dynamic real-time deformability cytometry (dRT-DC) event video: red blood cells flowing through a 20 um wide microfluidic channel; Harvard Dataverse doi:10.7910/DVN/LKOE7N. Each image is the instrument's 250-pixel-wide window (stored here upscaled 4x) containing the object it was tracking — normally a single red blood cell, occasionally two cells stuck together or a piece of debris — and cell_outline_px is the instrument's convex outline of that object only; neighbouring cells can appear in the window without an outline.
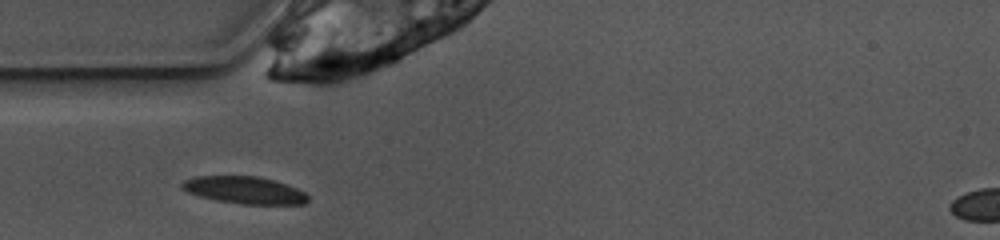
{"species": "common noctule bat (a hibernating species)", "species_latin": "Nyctalus noctula", "temperature_condition": "warm", "stored_images_in_passage": 25, "camera_frame_rate_fps": 3000, "um_per_image_px": 0.085, "animal": {"sex": "female", "body_mass_g": 10.0, "forearm_length_mm": 53.1}, "frame": {"image": 1, "passage_image": 1, "time_ms": 0.0, "image_size_px": [1000, 240], "cell_outline_px": [[308, 200], [304, 204], [244, 204], [216, 200], [200, 196], [188, 192], [180, 188], [180, 184], [184, 180], [196, 176], [256, 176], [288, 184], [304, 192], [308, 196]], "centroid_in_image_um": [20.77, 16.15], "position_along_channel_um": 64.2, "area_um2": 19.88}}
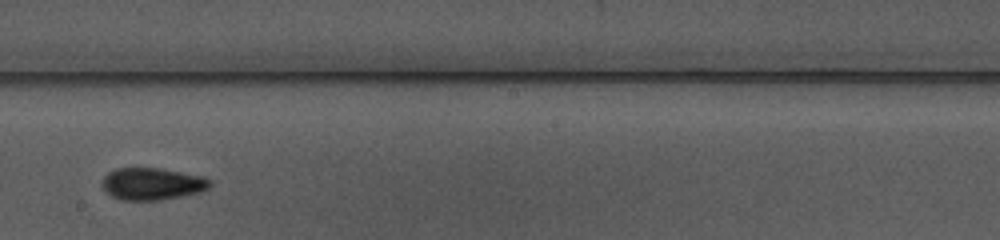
{"frame": {"image": 2, "passage_image": 14, "time_ms": 4.333, "image_size_px": [1000, 240], "cell_outline_px": [[212, 184], [208, 188], [200, 192], [160, 200], [120, 200], [104, 192], [100, 184], [100, 180], [108, 172], [116, 168], [160, 168], [204, 176], [212, 180]], "centroid_in_image_um": [12.9, 15.62], "position_along_channel_um": 235.3, "area_um2": 20.52}}
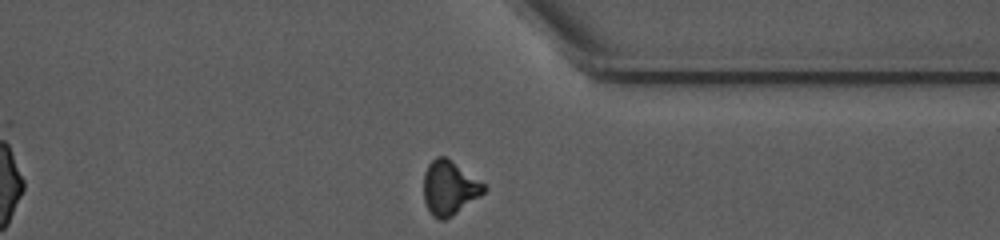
{"frame": {"image": 3, "passage_image": 25, "time_ms": 8.0, "image_size_px": [1000, 240], "cell_outline_px": [[488, 188], [480, 196], [444, 220], [440, 220], [432, 216], [424, 200], [424, 172], [428, 164], [436, 156], [448, 156], [484, 184]], "centroid_in_image_um": [38.18, 15.93], "position_along_channel_um": 373.2, "area_um2": 18.96}, "authors_computed_cell_mechanics": {"area_um2": 19.9988, "velocity_mm_per_s": 3.9097, "shape_relaxation_time_tau1_ms": 5.9029, "shape_relaxation_time_tau2_ms": 2.73, "deformation_change_tau1": 0.1499, "deformation_change_tau2": 0.0967}}